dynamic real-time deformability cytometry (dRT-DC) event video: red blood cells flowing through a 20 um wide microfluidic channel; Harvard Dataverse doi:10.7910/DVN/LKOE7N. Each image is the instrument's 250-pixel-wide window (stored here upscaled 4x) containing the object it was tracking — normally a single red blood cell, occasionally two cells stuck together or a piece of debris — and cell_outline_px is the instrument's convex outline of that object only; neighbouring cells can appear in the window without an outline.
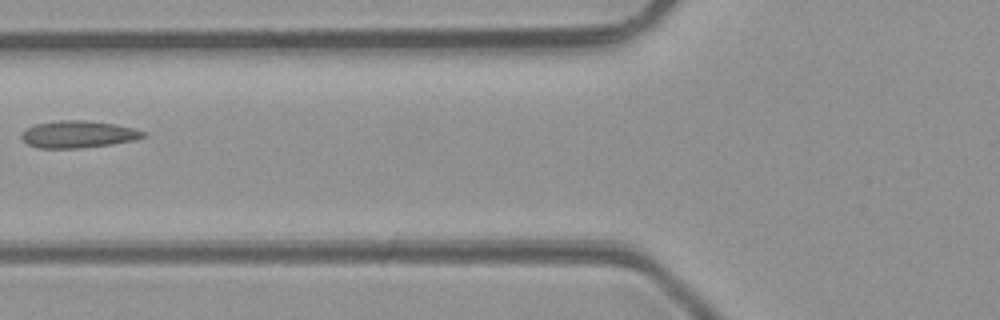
{"species": "common noctule bat (a hibernating species)", "species_latin": "Nyctalus noctula", "temperature_condition": "room temperature", "stored_images_in_passage": 4, "camera_frame_rate_fps": 3000, "um_per_image_px": 0.085, "animal": {"sex": "male", "body_mass_g": 23.1, "forearm_length_mm": 52.7}, "frame": {"image": 1, "passage_image": 4, "time_ms": 4.333, "image_size_px": [1000, 320], "cell_outline_px": [[148, 136], [136, 140], [112, 144], [80, 148], [40, 148], [28, 144], [20, 136], [20, 132], [24, 128], [36, 124], [60, 120], [88, 120], [112, 124], [132, 128], [148, 132]], "centroid_in_image_um": [6.65, 11.41], "position_along_channel_um": 119.1, "area_um2": 19.36}}